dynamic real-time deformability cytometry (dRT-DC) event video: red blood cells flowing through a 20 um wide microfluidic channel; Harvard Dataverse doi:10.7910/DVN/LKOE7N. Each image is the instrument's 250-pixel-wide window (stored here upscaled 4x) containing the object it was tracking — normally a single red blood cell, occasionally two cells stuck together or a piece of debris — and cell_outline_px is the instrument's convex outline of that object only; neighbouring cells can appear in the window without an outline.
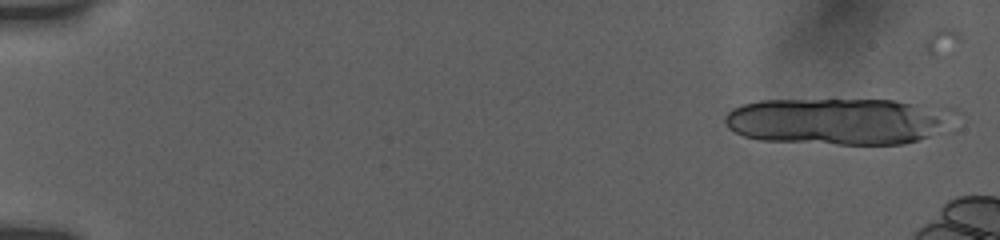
{"species": "human", "species_latin": "Homo sapiens", "temperature_condition": "room temperature", "stored_images_in_passage": 18, "camera_frame_rate_fps": 3000, "um_per_image_px": 0.085, "donor": {"sex": "female"}, "frame": {"image": 1, "passage_image": 2, "time_ms": 0.333, "image_size_px": [1000, 240], "cell_outline_px": [[964, 112], [928, 136], [904, 144], [836, 144], [760, 140], [744, 136], [728, 128], [724, 124], [724, 116], [732, 108], [744, 104], [760, 100], [896, 100], [936, 104], [956, 108]], "centroid_in_image_um": [71.33, 10.28], "position_along_channel_um": 13.7, "area_um2": 63.23}}